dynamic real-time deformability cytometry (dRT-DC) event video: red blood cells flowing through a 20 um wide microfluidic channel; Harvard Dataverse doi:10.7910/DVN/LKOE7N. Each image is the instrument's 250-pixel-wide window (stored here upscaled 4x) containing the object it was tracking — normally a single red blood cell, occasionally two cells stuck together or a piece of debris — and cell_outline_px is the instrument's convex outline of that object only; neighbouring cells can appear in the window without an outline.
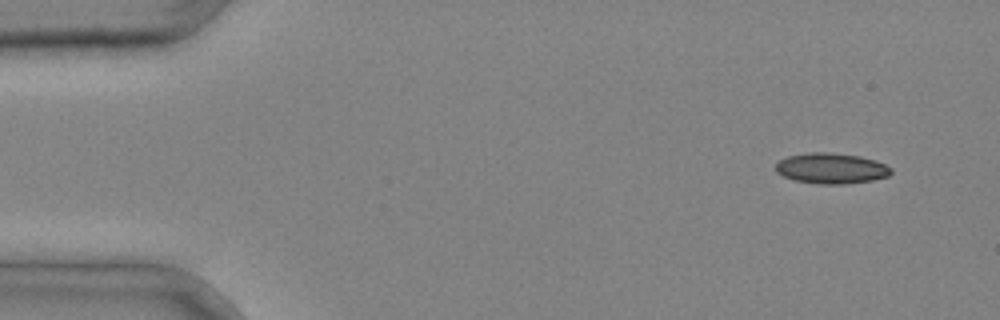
{"species": "common noctule bat (a hibernating species)", "species_latin": "Nyctalus noctula", "temperature_condition": "cold", "stored_images_in_passage": 4, "camera_frame_rate_fps": 3000, "um_per_image_px": 0.085, "animal": {"sex": "male", "body_mass_g": 20.4}, "frame": {"image": 1, "passage_image": 1, "time_ms": 0.0, "image_size_px": [1000, 320], "cell_outline_px": [[892, 172], [888, 176], [872, 180], [844, 184], [820, 184], [796, 180], [784, 176], [776, 172], [776, 164], [780, 160], [788, 156], [808, 152], [828, 152], [860, 156], [884, 164], [892, 168]], "centroid_in_image_um": [70.65, 14.3], "position_along_channel_um": 14.3, "area_um2": 20.4}}